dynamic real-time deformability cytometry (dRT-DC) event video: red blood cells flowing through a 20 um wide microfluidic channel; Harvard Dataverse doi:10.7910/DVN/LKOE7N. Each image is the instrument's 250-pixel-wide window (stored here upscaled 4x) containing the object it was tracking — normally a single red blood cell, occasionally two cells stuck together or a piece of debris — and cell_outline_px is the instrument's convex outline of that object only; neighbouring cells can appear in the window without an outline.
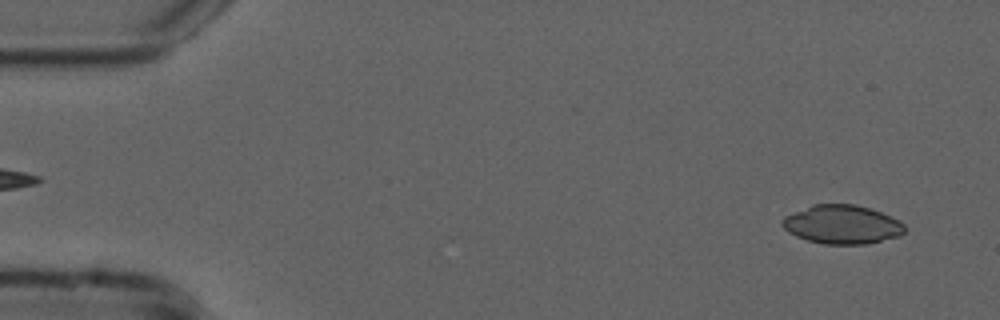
{"species": "common noctule bat (a hibernating species)", "species_latin": "Nyctalus noctula", "temperature_condition": "cold", "stored_images_in_passage": 53, "camera_frame_rate_fps": 3000, "um_per_image_px": 0.085, "animal": {"sex": "male", "forearm_length_mm": 52.5}, "frame": {"image": 1, "passage_image": 3, "time_ms": 0.667, "image_size_px": [1000, 320], "cell_outline_px": [[904, 232], [900, 236], [868, 244], [824, 244], [808, 240], [796, 236], [788, 232], [780, 224], [780, 220], [784, 216], [812, 204], [856, 204], [880, 212], [900, 220], [904, 224]], "centroid_in_image_um": [71.56, 19.08], "position_along_channel_um": 13.4, "area_um2": 27.8}}
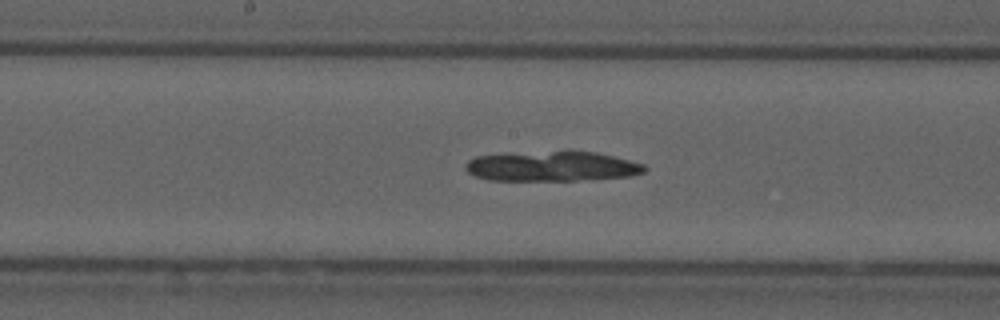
{"frame": {"image": 2, "passage_image": 27, "time_ms": 8.667, "image_size_px": [1000, 320], "cell_outline_px": [[648, 168], [644, 172], [628, 176], [576, 180], [488, 180], [476, 176], [468, 172], [464, 168], [464, 164], [468, 160], [476, 156], [568, 148], [572, 148], [596, 152], [644, 164]], "centroid_in_image_um": [46.9, 14.09], "position_along_channel_um": 201.3, "area_um2": 32.02}}
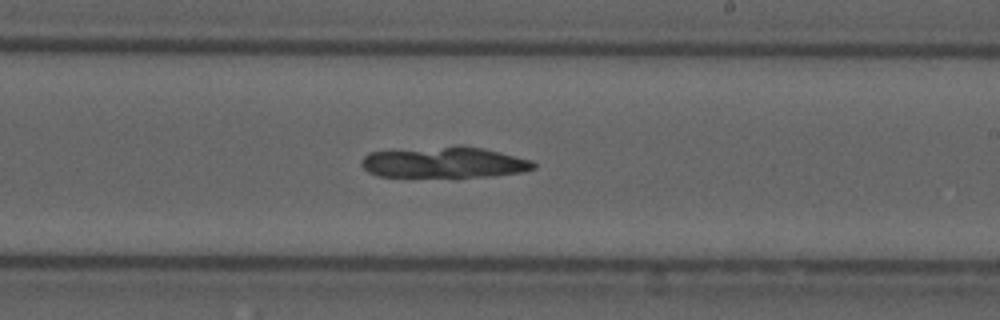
{"frame": {"image": 3, "passage_image": 31, "time_ms": 10.0, "image_size_px": [1000, 320], "cell_outline_px": [[536, 168], [524, 172], [492, 176], [380, 176], [368, 172], [360, 164], [360, 160], [368, 152], [460, 144], [484, 148], [532, 160], [536, 164]], "centroid_in_image_um": [37.78, 13.78], "position_along_channel_um": 251.2, "area_um2": 31.39}}